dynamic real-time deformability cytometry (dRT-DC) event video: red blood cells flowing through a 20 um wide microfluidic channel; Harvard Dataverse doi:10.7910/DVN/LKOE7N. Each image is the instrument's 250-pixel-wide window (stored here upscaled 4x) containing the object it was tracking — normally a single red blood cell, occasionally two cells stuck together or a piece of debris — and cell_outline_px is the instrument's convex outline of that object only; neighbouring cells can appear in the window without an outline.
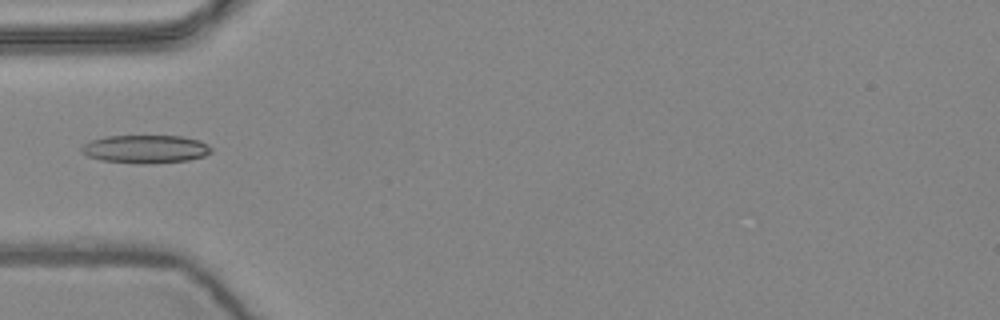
{"species": "common noctule bat (a hibernating species)", "species_latin": "Nyctalus noctula", "temperature_condition": "warm", "stored_images_in_passage": 3, "camera_frame_rate_fps": 3000, "um_per_image_px": 0.085, "animal": {"sex": "female", "body_mass_g": 24.6, "forearm_length_mm": 56.2}, "frame": {"image": 1, "passage_image": 3, "time_ms": 0.667, "image_size_px": [1000, 320], "cell_outline_px": [[212, 152], [204, 156], [188, 160], [148, 164], [144, 164], [100, 160], [88, 156], [80, 152], [80, 148], [84, 144], [92, 140], [104, 136], [180, 136], [200, 140], [208, 144], [212, 148]], "centroid_in_image_um": [12.37, 12.67], "position_along_channel_um": 72.6, "area_um2": 21.39}}